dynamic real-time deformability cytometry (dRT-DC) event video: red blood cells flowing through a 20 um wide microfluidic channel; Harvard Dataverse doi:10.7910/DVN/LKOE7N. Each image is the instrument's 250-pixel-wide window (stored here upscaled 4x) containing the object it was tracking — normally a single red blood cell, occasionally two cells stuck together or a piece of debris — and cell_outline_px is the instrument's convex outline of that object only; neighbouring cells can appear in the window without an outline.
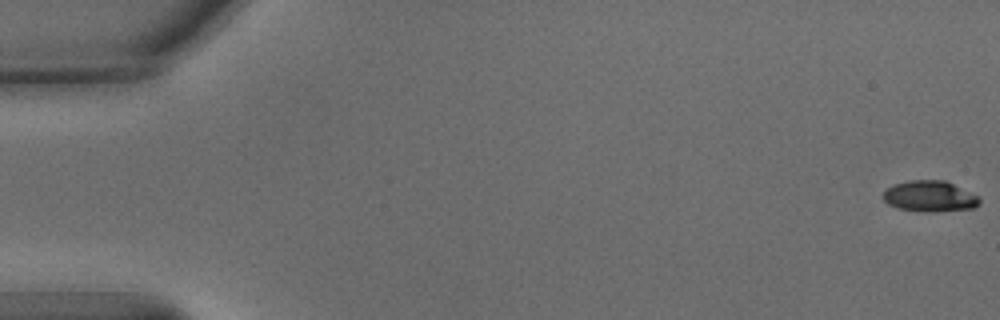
{"species": "common noctule bat (a hibernating species)", "species_latin": "Nyctalus noctula", "temperature_condition": "warm", "stored_images_in_passage": 54, "camera_frame_rate_fps": 3000, "um_per_image_px": 0.085, "animal": {"sex": "male", "body_mass_g": 15.6}, "frame": {"image": 1, "passage_image": 1, "time_ms": 0.0, "image_size_px": [1000, 320], "cell_outline_px": [[980, 200], [972, 208], [932, 212], [924, 212], [900, 208], [888, 204], [880, 196], [884, 188], [892, 184], [908, 180], [944, 180], [980, 196]], "centroid_in_image_um": [78.96, 16.66], "position_along_channel_um": 6.0, "area_um2": 17.51}}
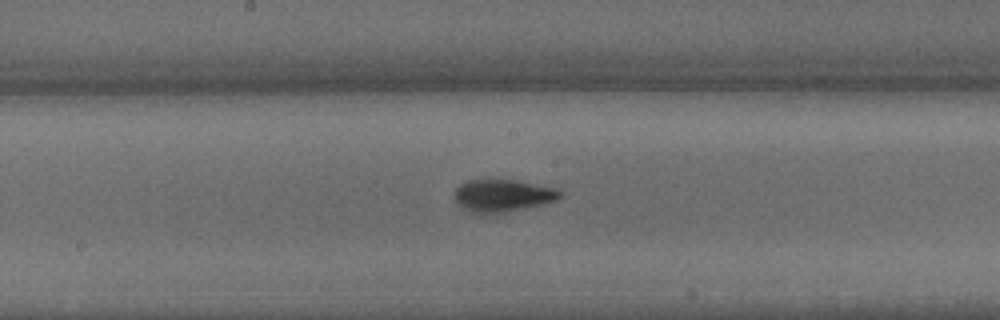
{"frame": {"image": 2, "passage_image": 29, "time_ms": 9.333, "image_size_px": [1000, 320], "cell_outline_px": [[564, 196], [556, 200], [524, 208], [504, 212], [472, 212], [460, 208], [456, 204], [456, 188], [464, 180], [516, 180], [556, 188]], "centroid_in_image_um": [42.71, 16.61], "position_along_channel_um": 205.5, "area_um2": 19.59}}
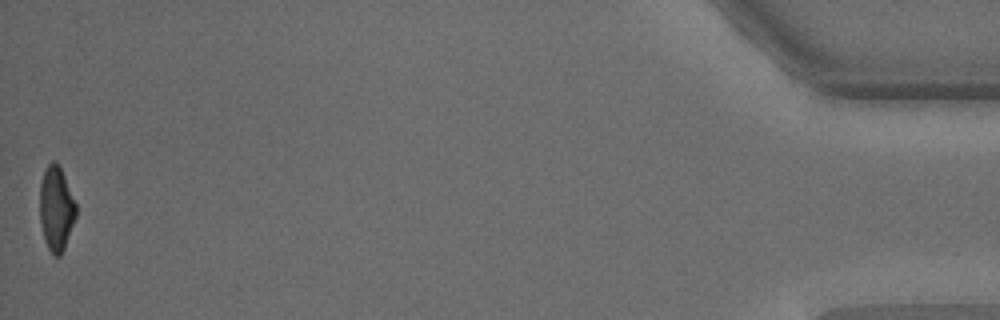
{"frame": {"image": 3, "passage_image": 54, "time_ms": 17.667, "image_size_px": [1000, 320], "cell_outline_px": [[76, 216], [64, 248], [60, 256], [56, 256], [48, 248], [44, 240], [40, 220], [40, 184], [44, 168], [52, 160], [56, 160], [64, 176], [76, 204]], "centroid_in_image_um": [4.76, 17.7], "position_along_channel_um": 430.4, "area_um2": 17.69}, "authors_computed_cell_mechanics": {"area_um2": 18.785, "velocity_mm_per_s": 3.8204, "shape_relaxation_time_tau1_ms": 3.0969, "shape_relaxation_time_tau2_ms": 1.8951, "deformation_change_tau1": 0.1775, "deformation_change_tau2": 0.0879}}